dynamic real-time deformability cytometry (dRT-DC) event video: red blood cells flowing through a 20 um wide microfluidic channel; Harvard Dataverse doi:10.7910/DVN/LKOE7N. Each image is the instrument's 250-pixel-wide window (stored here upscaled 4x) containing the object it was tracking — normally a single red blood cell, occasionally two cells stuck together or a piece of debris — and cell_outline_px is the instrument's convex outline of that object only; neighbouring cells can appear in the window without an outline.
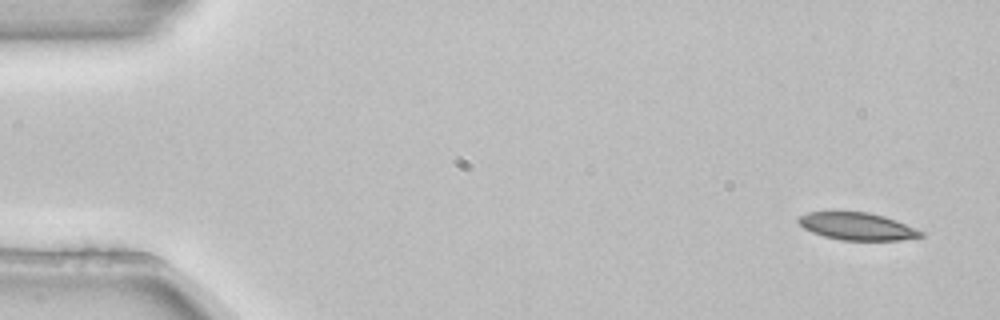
{"species": "common noctule bat (a hibernating species)", "species_latin": "Nyctalus noctula", "temperature_condition": "room temperature", "stored_images_in_passage": 3, "camera_frame_rate_fps": 3000, "um_per_image_px": 0.085, "animal": {"sex": "female", "body_mass_g": 22.7, "forearm_length_mm": 54.2}, "frame": {"image": 1, "passage_image": 1, "time_ms": 0.0, "image_size_px": [1000, 320], "cell_outline_px": [[924, 236], [900, 240], [840, 240], [824, 236], [812, 232], [804, 228], [796, 220], [800, 216], [808, 212], [832, 208], [868, 212], [884, 216], [896, 220], [924, 232]], "centroid_in_image_um": [72.79, 19.18], "position_along_channel_um": 12.2, "area_um2": 20.29}}
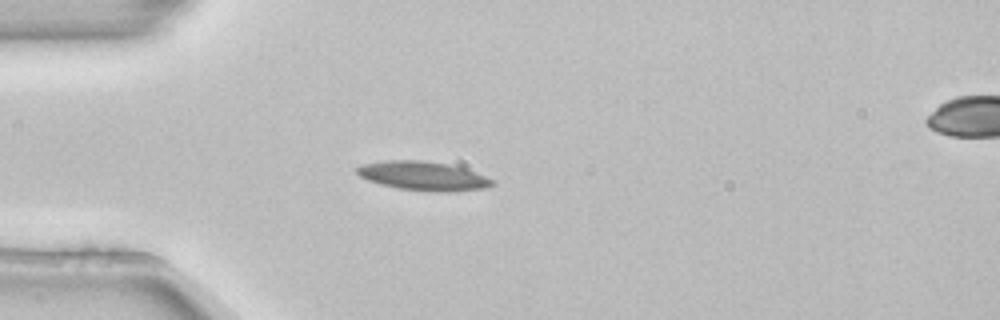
{"frame": {"image": 2, "passage_image": 3, "time_ms": 0.667, "image_size_px": [1000, 320], "cell_outline_px": [[496, 184], [484, 188], [444, 192], [436, 192], [400, 188], [368, 180], [360, 176], [356, 172], [356, 168], [364, 164], [388, 160], [420, 160], [448, 164], [464, 168], [496, 180]], "centroid_in_image_um": [36.02, 14.95], "position_along_channel_um": 49.0, "area_um2": 22.54}}